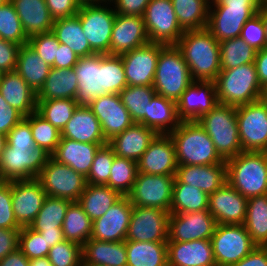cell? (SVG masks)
Returning a JSON list of instances; mask_svg holds the SVG:
<instances>
[{
  "instance_id": "18",
  "label": "cell",
  "mask_w": 267,
  "mask_h": 266,
  "mask_svg": "<svg viewBox=\"0 0 267 266\" xmlns=\"http://www.w3.org/2000/svg\"><path fill=\"white\" fill-rule=\"evenodd\" d=\"M13 212L18 225L29 227L47 197L37 178L11 181Z\"/></svg>"
},
{
  "instance_id": "57",
  "label": "cell",
  "mask_w": 267,
  "mask_h": 266,
  "mask_svg": "<svg viewBox=\"0 0 267 266\" xmlns=\"http://www.w3.org/2000/svg\"><path fill=\"white\" fill-rule=\"evenodd\" d=\"M20 45L0 38V72L16 70Z\"/></svg>"
},
{
  "instance_id": "63",
  "label": "cell",
  "mask_w": 267,
  "mask_h": 266,
  "mask_svg": "<svg viewBox=\"0 0 267 266\" xmlns=\"http://www.w3.org/2000/svg\"><path fill=\"white\" fill-rule=\"evenodd\" d=\"M232 266H267V247L257 246L246 257Z\"/></svg>"
},
{
  "instance_id": "11",
  "label": "cell",
  "mask_w": 267,
  "mask_h": 266,
  "mask_svg": "<svg viewBox=\"0 0 267 266\" xmlns=\"http://www.w3.org/2000/svg\"><path fill=\"white\" fill-rule=\"evenodd\" d=\"M210 241L217 266H232L257 247L243 224H217Z\"/></svg>"
},
{
  "instance_id": "35",
  "label": "cell",
  "mask_w": 267,
  "mask_h": 266,
  "mask_svg": "<svg viewBox=\"0 0 267 266\" xmlns=\"http://www.w3.org/2000/svg\"><path fill=\"white\" fill-rule=\"evenodd\" d=\"M78 90V79L73 68H51L37 100L74 99Z\"/></svg>"
},
{
  "instance_id": "56",
  "label": "cell",
  "mask_w": 267,
  "mask_h": 266,
  "mask_svg": "<svg viewBox=\"0 0 267 266\" xmlns=\"http://www.w3.org/2000/svg\"><path fill=\"white\" fill-rule=\"evenodd\" d=\"M0 228L21 229L13 212L11 181H6L0 187Z\"/></svg>"
},
{
  "instance_id": "30",
  "label": "cell",
  "mask_w": 267,
  "mask_h": 266,
  "mask_svg": "<svg viewBox=\"0 0 267 266\" xmlns=\"http://www.w3.org/2000/svg\"><path fill=\"white\" fill-rule=\"evenodd\" d=\"M61 138L76 140L81 143L108 144L101 124L89 107H77L61 130Z\"/></svg>"
},
{
  "instance_id": "41",
  "label": "cell",
  "mask_w": 267,
  "mask_h": 266,
  "mask_svg": "<svg viewBox=\"0 0 267 266\" xmlns=\"http://www.w3.org/2000/svg\"><path fill=\"white\" fill-rule=\"evenodd\" d=\"M172 4L178 23L184 31L207 27L209 0H172Z\"/></svg>"
},
{
  "instance_id": "13",
  "label": "cell",
  "mask_w": 267,
  "mask_h": 266,
  "mask_svg": "<svg viewBox=\"0 0 267 266\" xmlns=\"http://www.w3.org/2000/svg\"><path fill=\"white\" fill-rule=\"evenodd\" d=\"M243 151L267 152V103L261 99L236 107Z\"/></svg>"
},
{
  "instance_id": "29",
  "label": "cell",
  "mask_w": 267,
  "mask_h": 266,
  "mask_svg": "<svg viewBox=\"0 0 267 266\" xmlns=\"http://www.w3.org/2000/svg\"><path fill=\"white\" fill-rule=\"evenodd\" d=\"M157 133L143 124L134 123L121 134L108 141L118 157L138 162Z\"/></svg>"
},
{
  "instance_id": "19",
  "label": "cell",
  "mask_w": 267,
  "mask_h": 266,
  "mask_svg": "<svg viewBox=\"0 0 267 266\" xmlns=\"http://www.w3.org/2000/svg\"><path fill=\"white\" fill-rule=\"evenodd\" d=\"M217 223L208 210L169 215L168 241L210 239Z\"/></svg>"
},
{
  "instance_id": "26",
  "label": "cell",
  "mask_w": 267,
  "mask_h": 266,
  "mask_svg": "<svg viewBox=\"0 0 267 266\" xmlns=\"http://www.w3.org/2000/svg\"><path fill=\"white\" fill-rule=\"evenodd\" d=\"M227 182L226 163L178 165L174 183H185L211 195Z\"/></svg>"
},
{
  "instance_id": "47",
  "label": "cell",
  "mask_w": 267,
  "mask_h": 266,
  "mask_svg": "<svg viewBox=\"0 0 267 266\" xmlns=\"http://www.w3.org/2000/svg\"><path fill=\"white\" fill-rule=\"evenodd\" d=\"M24 119L30 124L34 143L52 155L61 139V131L43 118L37 111Z\"/></svg>"
},
{
  "instance_id": "24",
  "label": "cell",
  "mask_w": 267,
  "mask_h": 266,
  "mask_svg": "<svg viewBox=\"0 0 267 266\" xmlns=\"http://www.w3.org/2000/svg\"><path fill=\"white\" fill-rule=\"evenodd\" d=\"M248 199L228 182L209 195L208 211L217 224H244Z\"/></svg>"
},
{
  "instance_id": "58",
  "label": "cell",
  "mask_w": 267,
  "mask_h": 266,
  "mask_svg": "<svg viewBox=\"0 0 267 266\" xmlns=\"http://www.w3.org/2000/svg\"><path fill=\"white\" fill-rule=\"evenodd\" d=\"M45 2L54 20L76 15L81 6L77 0H45Z\"/></svg>"
},
{
  "instance_id": "40",
  "label": "cell",
  "mask_w": 267,
  "mask_h": 266,
  "mask_svg": "<svg viewBox=\"0 0 267 266\" xmlns=\"http://www.w3.org/2000/svg\"><path fill=\"white\" fill-rule=\"evenodd\" d=\"M243 225L257 246H267V194L248 199Z\"/></svg>"
},
{
  "instance_id": "34",
  "label": "cell",
  "mask_w": 267,
  "mask_h": 266,
  "mask_svg": "<svg viewBox=\"0 0 267 266\" xmlns=\"http://www.w3.org/2000/svg\"><path fill=\"white\" fill-rule=\"evenodd\" d=\"M51 67L31 48L21 45L17 56L16 72L37 94L43 87Z\"/></svg>"
},
{
  "instance_id": "60",
  "label": "cell",
  "mask_w": 267,
  "mask_h": 266,
  "mask_svg": "<svg viewBox=\"0 0 267 266\" xmlns=\"http://www.w3.org/2000/svg\"><path fill=\"white\" fill-rule=\"evenodd\" d=\"M151 0H110L116 14L143 16Z\"/></svg>"
},
{
  "instance_id": "64",
  "label": "cell",
  "mask_w": 267,
  "mask_h": 266,
  "mask_svg": "<svg viewBox=\"0 0 267 266\" xmlns=\"http://www.w3.org/2000/svg\"><path fill=\"white\" fill-rule=\"evenodd\" d=\"M258 80L264 89L267 86V47L258 50L255 57Z\"/></svg>"
},
{
  "instance_id": "72",
  "label": "cell",
  "mask_w": 267,
  "mask_h": 266,
  "mask_svg": "<svg viewBox=\"0 0 267 266\" xmlns=\"http://www.w3.org/2000/svg\"><path fill=\"white\" fill-rule=\"evenodd\" d=\"M6 181L0 176V187L5 183Z\"/></svg>"
},
{
  "instance_id": "27",
  "label": "cell",
  "mask_w": 267,
  "mask_h": 266,
  "mask_svg": "<svg viewBox=\"0 0 267 266\" xmlns=\"http://www.w3.org/2000/svg\"><path fill=\"white\" fill-rule=\"evenodd\" d=\"M168 266H217L210 239L167 241Z\"/></svg>"
},
{
  "instance_id": "31",
  "label": "cell",
  "mask_w": 267,
  "mask_h": 266,
  "mask_svg": "<svg viewBox=\"0 0 267 266\" xmlns=\"http://www.w3.org/2000/svg\"><path fill=\"white\" fill-rule=\"evenodd\" d=\"M106 144L81 143L61 138L55 152L51 155L57 162L67 165L87 177L95 156L101 146Z\"/></svg>"
},
{
  "instance_id": "68",
  "label": "cell",
  "mask_w": 267,
  "mask_h": 266,
  "mask_svg": "<svg viewBox=\"0 0 267 266\" xmlns=\"http://www.w3.org/2000/svg\"><path fill=\"white\" fill-rule=\"evenodd\" d=\"M29 266H52L48 257H41L30 260Z\"/></svg>"
},
{
  "instance_id": "73",
  "label": "cell",
  "mask_w": 267,
  "mask_h": 266,
  "mask_svg": "<svg viewBox=\"0 0 267 266\" xmlns=\"http://www.w3.org/2000/svg\"><path fill=\"white\" fill-rule=\"evenodd\" d=\"M8 0H0V6H2L3 4H5Z\"/></svg>"
},
{
  "instance_id": "2",
  "label": "cell",
  "mask_w": 267,
  "mask_h": 266,
  "mask_svg": "<svg viewBox=\"0 0 267 266\" xmlns=\"http://www.w3.org/2000/svg\"><path fill=\"white\" fill-rule=\"evenodd\" d=\"M6 141L0 153V176L7 182L37 178L51 155L35 145L30 124L23 118Z\"/></svg>"
},
{
  "instance_id": "67",
  "label": "cell",
  "mask_w": 267,
  "mask_h": 266,
  "mask_svg": "<svg viewBox=\"0 0 267 266\" xmlns=\"http://www.w3.org/2000/svg\"><path fill=\"white\" fill-rule=\"evenodd\" d=\"M258 13L260 14L261 20L265 28V36L267 42V4H262Z\"/></svg>"
},
{
  "instance_id": "20",
  "label": "cell",
  "mask_w": 267,
  "mask_h": 266,
  "mask_svg": "<svg viewBox=\"0 0 267 266\" xmlns=\"http://www.w3.org/2000/svg\"><path fill=\"white\" fill-rule=\"evenodd\" d=\"M133 205L128 196H122L106 213L92 223L91 238L99 241H125Z\"/></svg>"
},
{
  "instance_id": "43",
  "label": "cell",
  "mask_w": 267,
  "mask_h": 266,
  "mask_svg": "<svg viewBox=\"0 0 267 266\" xmlns=\"http://www.w3.org/2000/svg\"><path fill=\"white\" fill-rule=\"evenodd\" d=\"M209 195L185 183H174L170 214L208 210Z\"/></svg>"
},
{
  "instance_id": "23",
  "label": "cell",
  "mask_w": 267,
  "mask_h": 266,
  "mask_svg": "<svg viewBox=\"0 0 267 266\" xmlns=\"http://www.w3.org/2000/svg\"><path fill=\"white\" fill-rule=\"evenodd\" d=\"M217 104L214 81H193L176 102L178 116L182 121H197Z\"/></svg>"
},
{
  "instance_id": "53",
  "label": "cell",
  "mask_w": 267,
  "mask_h": 266,
  "mask_svg": "<svg viewBox=\"0 0 267 266\" xmlns=\"http://www.w3.org/2000/svg\"><path fill=\"white\" fill-rule=\"evenodd\" d=\"M18 248L29 260L48 256L50 249L45 238L30 227L20 229Z\"/></svg>"
},
{
  "instance_id": "45",
  "label": "cell",
  "mask_w": 267,
  "mask_h": 266,
  "mask_svg": "<svg viewBox=\"0 0 267 266\" xmlns=\"http://www.w3.org/2000/svg\"><path fill=\"white\" fill-rule=\"evenodd\" d=\"M221 70L233 69L255 62L256 52L241 37L219 42Z\"/></svg>"
},
{
  "instance_id": "62",
  "label": "cell",
  "mask_w": 267,
  "mask_h": 266,
  "mask_svg": "<svg viewBox=\"0 0 267 266\" xmlns=\"http://www.w3.org/2000/svg\"><path fill=\"white\" fill-rule=\"evenodd\" d=\"M79 57L67 45L60 43L57 50V58L54 60V68H73Z\"/></svg>"
},
{
  "instance_id": "51",
  "label": "cell",
  "mask_w": 267,
  "mask_h": 266,
  "mask_svg": "<svg viewBox=\"0 0 267 266\" xmlns=\"http://www.w3.org/2000/svg\"><path fill=\"white\" fill-rule=\"evenodd\" d=\"M114 157V151L108 144L101 146L95 153L90 172L86 177V183L107 185Z\"/></svg>"
},
{
  "instance_id": "71",
  "label": "cell",
  "mask_w": 267,
  "mask_h": 266,
  "mask_svg": "<svg viewBox=\"0 0 267 266\" xmlns=\"http://www.w3.org/2000/svg\"><path fill=\"white\" fill-rule=\"evenodd\" d=\"M262 99L267 103V86L263 90Z\"/></svg>"
},
{
  "instance_id": "61",
  "label": "cell",
  "mask_w": 267,
  "mask_h": 266,
  "mask_svg": "<svg viewBox=\"0 0 267 266\" xmlns=\"http://www.w3.org/2000/svg\"><path fill=\"white\" fill-rule=\"evenodd\" d=\"M20 229L0 228V260L18 248Z\"/></svg>"
},
{
  "instance_id": "65",
  "label": "cell",
  "mask_w": 267,
  "mask_h": 266,
  "mask_svg": "<svg viewBox=\"0 0 267 266\" xmlns=\"http://www.w3.org/2000/svg\"><path fill=\"white\" fill-rule=\"evenodd\" d=\"M30 260L19 248L0 260V266H29Z\"/></svg>"
},
{
  "instance_id": "32",
  "label": "cell",
  "mask_w": 267,
  "mask_h": 266,
  "mask_svg": "<svg viewBox=\"0 0 267 266\" xmlns=\"http://www.w3.org/2000/svg\"><path fill=\"white\" fill-rule=\"evenodd\" d=\"M82 266H127L126 240L107 242L90 238L82 246Z\"/></svg>"
},
{
  "instance_id": "42",
  "label": "cell",
  "mask_w": 267,
  "mask_h": 266,
  "mask_svg": "<svg viewBox=\"0 0 267 266\" xmlns=\"http://www.w3.org/2000/svg\"><path fill=\"white\" fill-rule=\"evenodd\" d=\"M156 94L153 86H126L119 96L133 121L148 128V108Z\"/></svg>"
},
{
  "instance_id": "17",
  "label": "cell",
  "mask_w": 267,
  "mask_h": 266,
  "mask_svg": "<svg viewBox=\"0 0 267 266\" xmlns=\"http://www.w3.org/2000/svg\"><path fill=\"white\" fill-rule=\"evenodd\" d=\"M164 46L149 42L120 55L127 86H153L159 53Z\"/></svg>"
},
{
  "instance_id": "25",
  "label": "cell",
  "mask_w": 267,
  "mask_h": 266,
  "mask_svg": "<svg viewBox=\"0 0 267 266\" xmlns=\"http://www.w3.org/2000/svg\"><path fill=\"white\" fill-rule=\"evenodd\" d=\"M149 42L142 16L116 14L110 41V55H121Z\"/></svg>"
},
{
  "instance_id": "36",
  "label": "cell",
  "mask_w": 267,
  "mask_h": 266,
  "mask_svg": "<svg viewBox=\"0 0 267 266\" xmlns=\"http://www.w3.org/2000/svg\"><path fill=\"white\" fill-rule=\"evenodd\" d=\"M52 32L59 43L67 45L78 57L95 54L87 41L78 15L54 20Z\"/></svg>"
},
{
  "instance_id": "22",
  "label": "cell",
  "mask_w": 267,
  "mask_h": 266,
  "mask_svg": "<svg viewBox=\"0 0 267 266\" xmlns=\"http://www.w3.org/2000/svg\"><path fill=\"white\" fill-rule=\"evenodd\" d=\"M138 172L175 176L178 167L174 143L169 134H157L137 162Z\"/></svg>"
},
{
  "instance_id": "3",
  "label": "cell",
  "mask_w": 267,
  "mask_h": 266,
  "mask_svg": "<svg viewBox=\"0 0 267 266\" xmlns=\"http://www.w3.org/2000/svg\"><path fill=\"white\" fill-rule=\"evenodd\" d=\"M193 81H215L221 71L220 44L205 28L187 30L178 40Z\"/></svg>"
},
{
  "instance_id": "28",
  "label": "cell",
  "mask_w": 267,
  "mask_h": 266,
  "mask_svg": "<svg viewBox=\"0 0 267 266\" xmlns=\"http://www.w3.org/2000/svg\"><path fill=\"white\" fill-rule=\"evenodd\" d=\"M0 94L24 117L37 111V94L16 71L1 74Z\"/></svg>"
},
{
  "instance_id": "15",
  "label": "cell",
  "mask_w": 267,
  "mask_h": 266,
  "mask_svg": "<svg viewBox=\"0 0 267 266\" xmlns=\"http://www.w3.org/2000/svg\"><path fill=\"white\" fill-rule=\"evenodd\" d=\"M174 181L175 176L137 172L133 188L127 196L132 205L170 212Z\"/></svg>"
},
{
  "instance_id": "59",
  "label": "cell",
  "mask_w": 267,
  "mask_h": 266,
  "mask_svg": "<svg viewBox=\"0 0 267 266\" xmlns=\"http://www.w3.org/2000/svg\"><path fill=\"white\" fill-rule=\"evenodd\" d=\"M23 118L24 116L15 108L9 106L0 94V133L7 135Z\"/></svg>"
},
{
  "instance_id": "55",
  "label": "cell",
  "mask_w": 267,
  "mask_h": 266,
  "mask_svg": "<svg viewBox=\"0 0 267 266\" xmlns=\"http://www.w3.org/2000/svg\"><path fill=\"white\" fill-rule=\"evenodd\" d=\"M240 37L257 51L267 47L265 28L259 13L244 24Z\"/></svg>"
},
{
  "instance_id": "21",
  "label": "cell",
  "mask_w": 267,
  "mask_h": 266,
  "mask_svg": "<svg viewBox=\"0 0 267 266\" xmlns=\"http://www.w3.org/2000/svg\"><path fill=\"white\" fill-rule=\"evenodd\" d=\"M89 108L98 118L107 142L135 123L119 94L100 96L92 102Z\"/></svg>"
},
{
  "instance_id": "9",
  "label": "cell",
  "mask_w": 267,
  "mask_h": 266,
  "mask_svg": "<svg viewBox=\"0 0 267 266\" xmlns=\"http://www.w3.org/2000/svg\"><path fill=\"white\" fill-rule=\"evenodd\" d=\"M193 82L188 65L176 45H165L157 61L153 88L166 99L177 102Z\"/></svg>"
},
{
  "instance_id": "7",
  "label": "cell",
  "mask_w": 267,
  "mask_h": 266,
  "mask_svg": "<svg viewBox=\"0 0 267 266\" xmlns=\"http://www.w3.org/2000/svg\"><path fill=\"white\" fill-rule=\"evenodd\" d=\"M214 82L220 104L237 107L261 100L263 96L255 63L221 70Z\"/></svg>"
},
{
  "instance_id": "10",
  "label": "cell",
  "mask_w": 267,
  "mask_h": 266,
  "mask_svg": "<svg viewBox=\"0 0 267 266\" xmlns=\"http://www.w3.org/2000/svg\"><path fill=\"white\" fill-rule=\"evenodd\" d=\"M112 5L110 1H102L81 5L78 10L84 35L95 54H110L112 28L116 17Z\"/></svg>"
},
{
  "instance_id": "69",
  "label": "cell",
  "mask_w": 267,
  "mask_h": 266,
  "mask_svg": "<svg viewBox=\"0 0 267 266\" xmlns=\"http://www.w3.org/2000/svg\"><path fill=\"white\" fill-rule=\"evenodd\" d=\"M77 1H78V3L80 5H84V4H96V3H100L103 0H77Z\"/></svg>"
},
{
  "instance_id": "14",
  "label": "cell",
  "mask_w": 267,
  "mask_h": 266,
  "mask_svg": "<svg viewBox=\"0 0 267 266\" xmlns=\"http://www.w3.org/2000/svg\"><path fill=\"white\" fill-rule=\"evenodd\" d=\"M142 17L150 42L176 45L185 32L178 23L172 0H151Z\"/></svg>"
},
{
  "instance_id": "16",
  "label": "cell",
  "mask_w": 267,
  "mask_h": 266,
  "mask_svg": "<svg viewBox=\"0 0 267 266\" xmlns=\"http://www.w3.org/2000/svg\"><path fill=\"white\" fill-rule=\"evenodd\" d=\"M170 212L133 205L126 240L167 242Z\"/></svg>"
},
{
  "instance_id": "4",
  "label": "cell",
  "mask_w": 267,
  "mask_h": 266,
  "mask_svg": "<svg viewBox=\"0 0 267 266\" xmlns=\"http://www.w3.org/2000/svg\"><path fill=\"white\" fill-rule=\"evenodd\" d=\"M170 137L174 143L178 165H212L226 163L214 143L197 121H182Z\"/></svg>"
},
{
  "instance_id": "49",
  "label": "cell",
  "mask_w": 267,
  "mask_h": 266,
  "mask_svg": "<svg viewBox=\"0 0 267 266\" xmlns=\"http://www.w3.org/2000/svg\"><path fill=\"white\" fill-rule=\"evenodd\" d=\"M137 172L136 161L115 155L107 185L122 196H127L133 188Z\"/></svg>"
},
{
  "instance_id": "38",
  "label": "cell",
  "mask_w": 267,
  "mask_h": 266,
  "mask_svg": "<svg viewBox=\"0 0 267 266\" xmlns=\"http://www.w3.org/2000/svg\"><path fill=\"white\" fill-rule=\"evenodd\" d=\"M121 197L122 195L118 191L108 185L86 184L77 202L89 218L94 221L103 216Z\"/></svg>"
},
{
  "instance_id": "33",
  "label": "cell",
  "mask_w": 267,
  "mask_h": 266,
  "mask_svg": "<svg viewBox=\"0 0 267 266\" xmlns=\"http://www.w3.org/2000/svg\"><path fill=\"white\" fill-rule=\"evenodd\" d=\"M21 21L24 33L33 35L52 31L54 19L45 0H10Z\"/></svg>"
},
{
  "instance_id": "6",
  "label": "cell",
  "mask_w": 267,
  "mask_h": 266,
  "mask_svg": "<svg viewBox=\"0 0 267 266\" xmlns=\"http://www.w3.org/2000/svg\"><path fill=\"white\" fill-rule=\"evenodd\" d=\"M227 182L247 199L267 194V152L242 151L226 160Z\"/></svg>"
},
{
  "instance_id": "8",
  "label": "cell",
  "mask_w": 267,
  "mask_h": 266,
  "mask_svg": "<svg viewBox=\"0 0 267 266\" xmlns=\"http://www.w3.org/2000/svg\"><path fill=\"white\" fill-rule=\"evenodd\" d=\"M197 122L212 139L217 153L228 160L242 152L240 144L236 106L218 103Z\"/></svg>"
},
{
  "instance_id": "1",
  "label": "cell",
  "mask_w": 267,
  "mask_h": 266,
  "mask_svg": "<svg viewBox=\"0 0 267 266\" xmlns=\"http://www.w3.org/2000/svg\"><path fill=\"white\" fill-rule=\"evenodd\" d=\"M73 69L78 79V90L74 97L78 107H89L98 97L119 94L127 86L120 55L79 57Z\"/></svg>"
},
{
  "instance_id": "48",
  "label": "cell",
  "mask_w": 267,
  "mask_h": 266,
  "mask_svg": "<svg viewBox=\"0 0 267 266\" xmlns=\"http://www.w3.org/2000/svg\"><path fill=\"white\" fill-rule=\"evenodd\" d=\"M77 107L74 99L37 100V112L60 131L71 119Z\"/></svg>"
},
{
  "instance_id": "74",
  "label": "cell",
  "mask_w": 267,
  "mask_h": 266,
  "mask_svg": "<svg viewBox=\"0 0 267 266\" xmlns=\"http://www.w3.org/2000/svg\"><path fill=\"white\" fill-rule=\"evenodd\" d=\"M262 4H267V0H261Z\"/></svg>"
},
{
  "instance_id": "12",
  "label": "cell",
  "mask_w": 267,
  "mask_h": 266,
  "mask_svg": "<svg viewBox=\"0 0 267 266\" xmlns=\"http://www.w3.org/2000/svg\"><path fill=\"white\" fill-rule=\"evenodd\" d=\"M37 179L47 196L77 202L86 186V177L50 157Z\"/></svg>"
},
{
  "instance_id": "52",
  "label": "cell",
  "mask_w": 267,
  "mask_h": 266,
  "mask_svg": "<svg viewBox=\"0 0 267 266\" xmlns=\"http://www.w3.org/2000/svg\"><path fill=\"white\" fill-rule=\"evenodd\" d=\"M47 257L52 266H82V247L65 239L52 246Z\"/></svg>"
},
{
  "instance_id": "44",
  "label": "cell",
  "mask_w": 267,
  "mask_h": 266,
  "mask_svg": "<svg viewBox=\"0 0 267 266\" xmlns=\"http://www.w3.org/2000/svg\"><path fill=\"white\" fill-rule=\"evenodd\" d=\"M92 223L78 202H72L62 224L64 238L82 247L91 238Z\"/></svg>"
},
{
  "instance_id": "39",
  "label": "cell",
  "mask_w": 267,
  "mask_h": 266,
  "mask_svg": "<svg viewBox=\"0 0 267 266\" xmlns=\"http://www.w3.org/2000/svg\"><path fill=\"white\" fill-rule=\"evenodd\" d=\"M181 122L176 102L158 94L151 99L148 108V128L157 134H170Z\"/></svg>"
},
{
  "instance_id": "66",
  "label": "cell",
  "mask_w": 267,
  "mask_h": 266,
  "mask_svg": "<svg viewBox=\"0 0 267 266\" xmlns=\"http://www.w3.org/2000/svg\"><path fill=\"white\" fill-rule=\"evenodd\" d=\"M39 232L46 240L48 246L51 248L55 244L65 240L62 228H55V230H34Z\"/></svg>"
},
{
  "instance_id": "70",
  "label": "cell",
  "mask_w": 267,
  "mask_h": 266,
  "mask_svg": "<svg viewBox=\"0 0 267 266\" xmlns=\"http://www.w3.org/2000/svg\"><path fill=\"white\" fill-rule=\"evenodd\" d=\"M6 135L0 133V153L3 150L5 144H6Z\"/></svg>"
},
{
  "instance_id": "37",
  "label": "cell",
  "mask_w": 267,
  "mask_h": 266,
  "mask_svg": "<svg viewBox=\"0 0 267 266\" xmlns=\"http://www.w3.org/2000/svg\"><path fill=\"white\" fill-rule=\"evenodd\" d=\"M127 266H168L167 242L126 240Z\"/></svg>"
},
{
  "instance_id": "50",
  "label": "cell",
  "mask_w": 267,
  "mask_h": 266,
  "mask_svg": "<svg viewBox=\"0 0 267 266\" xmlns=\"http://www.w3.org/2000/svg\"><path fill=\"white\" fill-rule=\"evenodd\" d=\"M0 38L18 45L28 44L21 21L13 4L8 0L0 6Z\"/></svg>"
},
{
  "instance_id": "54",
  "label": "cell",
  "mask_w": 267,
  "mask_h": 266,
  "mask_svg": "<svg viewBox=\"0 0 267 266\" xmlns=\"http://www.w3.org/2000/svg\"><path fill=\"white\" fill-rule=\"evenodd\" d=\"M28 44L51 68H54L60 43L52 31L29 37Z\"/></svg>"
},
{
  "instance_id": "5",
  "label": "cell",
  "mask_w": 267,
  "mask_h": 266,
  "mask_svg": "<svg viewBox=\"0 0 267 266\" xmlns=\"http://www.w3.org/2000/svg\"><path fill=\"white\" fill-rule=\"evenodd\" d=\"M261 5V0H213L206 29L218 42L240 37L244 24L258 13Z\"/></svg>"
},
{
  "instance_id": "46",
  "label": "cell",
  "mask_w": 267,
  "mask_h": 266,
  "mask_svg": "<svg viewBox=\"0 0 267 266\" xmlns=\"http://www.w3.org/2000/svg\"><path fill=\"white\" fill-rule=\"evenodd\" d=\"M72 201L47 196L35 220L29 226L33 230H55L62 228L66 211Z\"/></svg>"
}]
</instances>
